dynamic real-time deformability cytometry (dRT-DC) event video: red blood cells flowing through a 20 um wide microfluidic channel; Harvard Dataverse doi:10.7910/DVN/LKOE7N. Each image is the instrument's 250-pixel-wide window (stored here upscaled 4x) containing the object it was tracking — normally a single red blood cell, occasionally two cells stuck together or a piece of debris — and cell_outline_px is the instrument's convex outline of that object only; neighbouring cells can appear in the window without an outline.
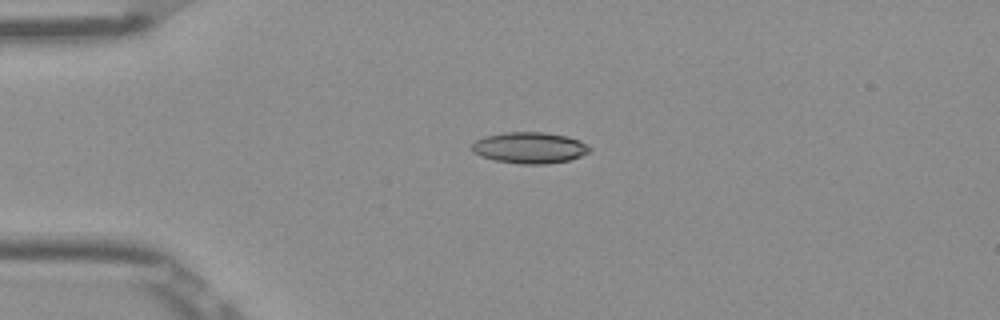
{"species": "Egyptian fruit bat (a non-hibernating species)", "species_latin": "Rousettus aegyptiacus", "temperature_condition": "room temperature", "stored_images_in_passage": 43, "camera_frame_rate_fps": 3000, "um_per_image_px": 0.085, "frame": {"image": 1, "passage_image": 9, "time_ms": 2.667, "image_size_px": [1000, 320], "cell_outline_px": [[592, 152], [568, 160], [548, 164], [520, 164], [496, 160], [480, 156], [472, 152], [472, 144], [476, 140], [484, 136], [504, 132], [544, 132], [568, 136], [580, 140], [592, 148]], "centroid_in_image_um": [45.04, 12.55], "position_along_channel_um": 40.0, "area_um2": 21.62}}
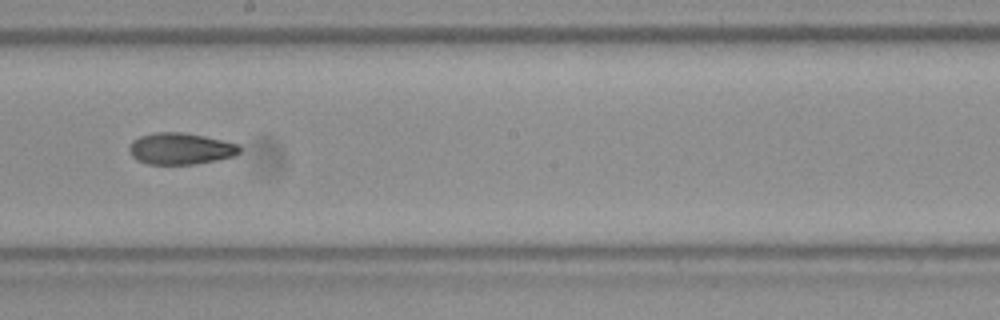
{"frame": {"image": 2, "passage_image": 26, "time_ms": 8.333, "image_size_px": [1000, 320], "cell_outline_px": [[240, 152], [236, 156], [196, 164], [148, 164], [136, 160], [132, 156], [128, 148], [132, 140], [140, 136], [156, 132], [184, 132], [204, 136], [240, 144]], "centroid_in_image_um": [15.35, 12.63], "position_along_channel_um": 232.9, "area_um2": 20.46}}
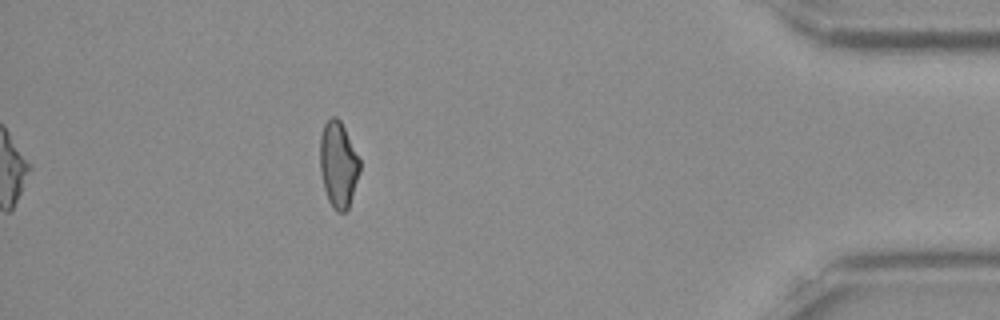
{"frame": {"image": 3, "passage_image": 43, "time_ms": 14.0, "image_size_px": [1000, 320], "cell_outline_px": [[360, 172], [348, 208], [344, 212], [336, 212], [332, 208], [328, 200], [324, 188], [320, 172], [320, 136], [324, 124], [332, 116], [336, 116], [340, 120], [360, 160]], "centroid_in_image_um": [28.74, 14.0], "position_along_channel_um": 406.5, "area_um2": 19.88}}